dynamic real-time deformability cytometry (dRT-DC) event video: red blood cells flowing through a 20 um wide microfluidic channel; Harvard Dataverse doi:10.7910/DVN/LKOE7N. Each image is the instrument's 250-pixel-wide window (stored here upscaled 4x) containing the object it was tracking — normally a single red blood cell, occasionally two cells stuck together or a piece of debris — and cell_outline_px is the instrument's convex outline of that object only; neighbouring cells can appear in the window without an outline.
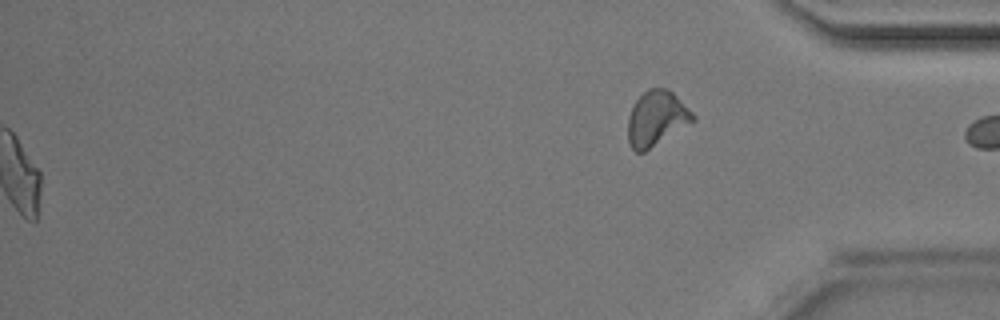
{"species": "Egyptian fruit bat (a non-hibernating species)", "species_latin": "Rousettus aegyptiacus", "temperature_condition": "room temperature", "stored_images_in_passage": 46, "segment_of_instrument_passage": [2, 2], "camera_frame_rate_fps": 3000, "um_per_image_px": 0.085, "animal": {"sex": "male"}, "frame": {"image": 1, "passage_image": 46, "time_ms": 15.0, "image_size_px": [1000, 320], "cell_outline_px": [[696, 120], [644, 152], [636, 152], [632, 148], [628, 140], [628, 116], [636, 100], [648, 88], [664, 88], [672, 92], [696, 116]], "centroid_in_image_um": [55.8, 10.07], "position_along_channel_um": 379.4, "area_um2": 20.58}}